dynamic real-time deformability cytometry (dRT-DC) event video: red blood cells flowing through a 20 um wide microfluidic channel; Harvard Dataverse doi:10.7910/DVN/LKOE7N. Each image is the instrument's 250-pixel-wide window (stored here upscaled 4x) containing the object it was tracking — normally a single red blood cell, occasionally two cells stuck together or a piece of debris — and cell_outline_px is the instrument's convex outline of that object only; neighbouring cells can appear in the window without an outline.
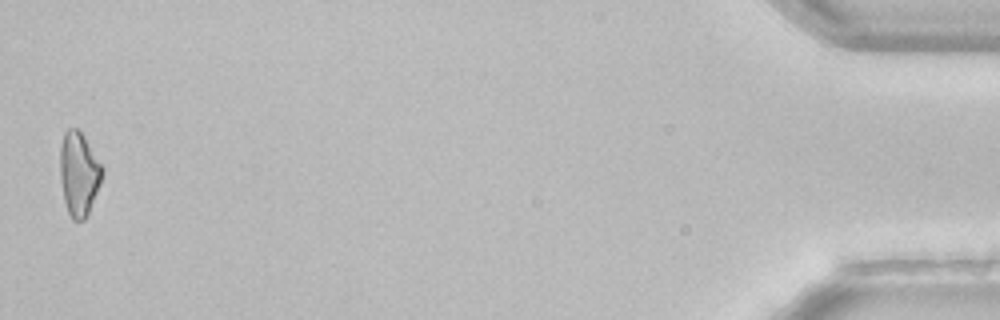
{"species": "common noctule bat (a hibernating species)", "species_latin": "Nyctalus noctula", "temperature_condition": "room temperature", "stored_images_in_passage": 47, "camera_frame_rate_fps": 3000, "um_per_image_px": 0.085, "animal": {"sex": "female", "body_mass_g": 22.7, "forearm_length_mm": 54.2}, "frame": {"image": 1, "passage_image": 47, "time_ms": 15.333, "image_size_px": [1000, 320], "cell_outline_px": [[104, 172], [100, 184], [88, 216], [84, 220], [72, 220], [68, 212], [64, 200], [60, 180], [60, 148], [64, 132], [68, 128], [76, 128], [84, 136], [104, 168]], "centroid_in_image_um": [6.71, 14.79], "position_along_channel_um": 428.5, "area_um2": 20.75}, "authors_computed_cell_mechanics": {"area_um2": 21.3282, "velocity_mm_per_s": 3.9725, "shape_relaxation_time_tau1_ms": 6.4949, "shape_relaxation_time_tau2_ms": null, "deformation_change_tau1": 0.1525, "deformation_change_tau2": null}}